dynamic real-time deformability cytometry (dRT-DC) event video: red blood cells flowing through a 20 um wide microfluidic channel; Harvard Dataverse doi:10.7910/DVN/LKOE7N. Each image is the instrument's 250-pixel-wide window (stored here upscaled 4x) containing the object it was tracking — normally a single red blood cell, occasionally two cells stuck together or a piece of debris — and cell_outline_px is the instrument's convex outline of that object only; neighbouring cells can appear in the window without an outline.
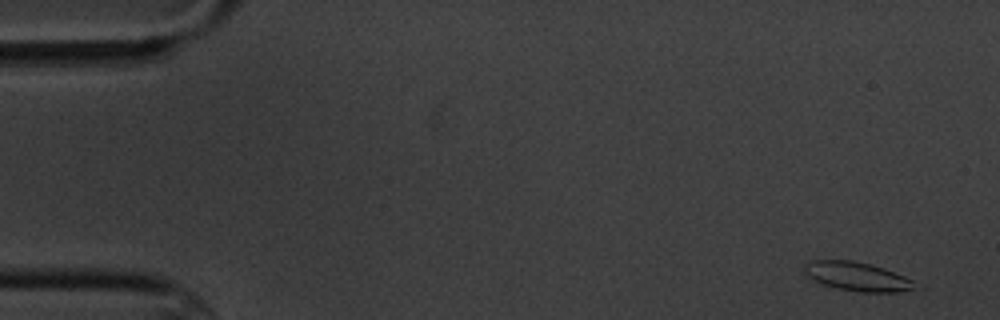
{"species": "common noctule bat (a hibernating species)", "species_latin": "Nyctalus noctula", "temperature_condition": "cold", "stored_images_in_passage": 4, "camera_frame_rate_fps": 3000, "um_per_image_px": 0.085, "animal": {"sex": "male", "body_mass_g": 20.1, "forearm_length_mm": 53.5}, "frame": {"image": 1, "passage_image": 1, "time_ms": 0.0, "image_size_px": [1000, 320], "cell_outline_px": [[916, 284], [912, 288], [896, 292], [860, 292], [836, 288], [812, 280], [804, 272], [804, 264], [808, 260], [852, 260], [884, 268], [904, 276], [912, 280]], "centroid_in_image_um": [72.79, 23.49], "position_along_channel_um": 12.2, "area_um2": 18.44}}